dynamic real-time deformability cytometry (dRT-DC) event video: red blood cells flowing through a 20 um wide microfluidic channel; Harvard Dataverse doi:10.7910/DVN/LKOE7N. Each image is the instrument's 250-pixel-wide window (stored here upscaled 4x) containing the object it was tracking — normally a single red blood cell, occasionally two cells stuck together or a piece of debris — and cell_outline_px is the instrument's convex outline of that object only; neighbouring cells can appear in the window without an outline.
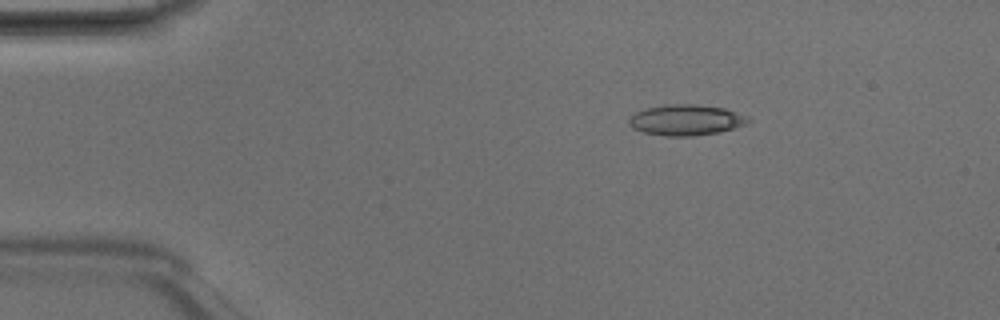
{"species": "Egyptian fruit bat (a non-hibernating species)", "species_latin": "Rousettus aegyptiacus", "temperature_condition": "room temperature", "stored_images_in_passage": 6, "camera_frame_rate_fps": 3000, "um_per_image_px": 0.085, "animal": {"sex": "male"}, "frame": {"image": 1, "passage_image": 1, "time_ms": 0.0, "image_size_px": [1000, 320], "cell_outline_px": [[752, 120], [748, 124], [716, 132], [692, 136], [664, 136], [644, 132], [632, 128], [628, 124], [628, 120], [636, 112], [644, 108], [668, 104], [696, 104], [724, 108], [748, 116]], "centroid_in_image_um": [58.31, 10.19], "position_along_channel_um": 26.7, "area_um2": 21.39}}
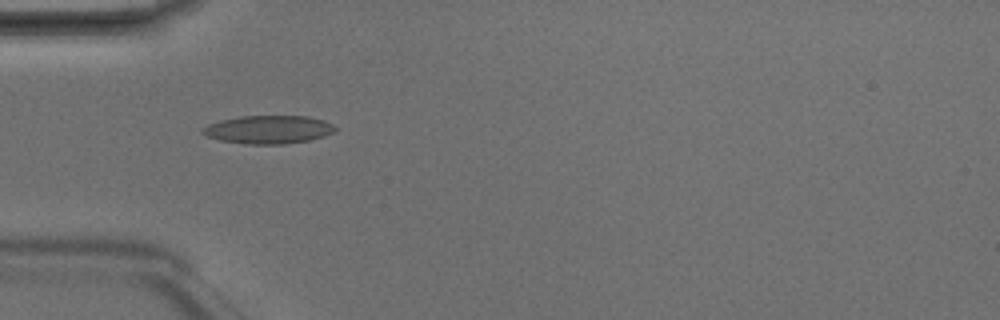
{"frame": {"image": 2, "passage_image": 3, "time_ms": 0.667, "image_size_px": [1000, 320], "cell_outline_px": [[336, 128], [332, 132], [324, 136], [308, 140], [280, 144], [244, 144], [220, 140], [208, 136], [200, 132], [200, 128], [208, 124], [220, 120], [240, 116], [308, 116], [324, 120], [332, 124]], "centroid_in_image_um": [22.77, 11.0], "position_along_channel_um": 62.2, "area_um2": 21.73}}